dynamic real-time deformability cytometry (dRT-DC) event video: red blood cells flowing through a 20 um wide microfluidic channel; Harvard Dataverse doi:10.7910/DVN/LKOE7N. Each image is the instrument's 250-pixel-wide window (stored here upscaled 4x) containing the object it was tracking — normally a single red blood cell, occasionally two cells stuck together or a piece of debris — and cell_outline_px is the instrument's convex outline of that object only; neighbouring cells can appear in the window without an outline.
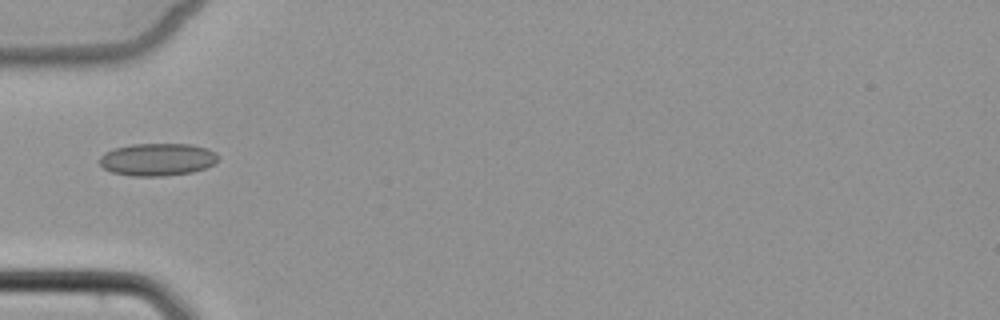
{"species": "common noctule bat (a hibernating species)", "species_latin": "Nyctalus noctula", "temperature_condition": "cold", "stored_images_in_passage": 6, "camera_frame_rate_fps": 3000, "um_per_image_px": 0.085, "animal": {"sex": "female", "body_mass_g": 22.7, "forearm_length_mm": 54.2}, "frame": {"image": 1, "passage_image": 5, "time_ms": 5.667, "image_size_px": [1000, 320], "cell_outline_px": [[220, 156], [212, 164], [204, 168], [192, 172], [164, 176], [132, 176], [112, 172], [104, 168], [100, 164], [100, 156], [104, 152], [112, 148], [132, 144], [192, 144], [208, 148], [216, 152]], "centroid_in_image_um": [13.37, 13.54], "position_along_channel_um": 71.6, "area_um2": 22.6}}
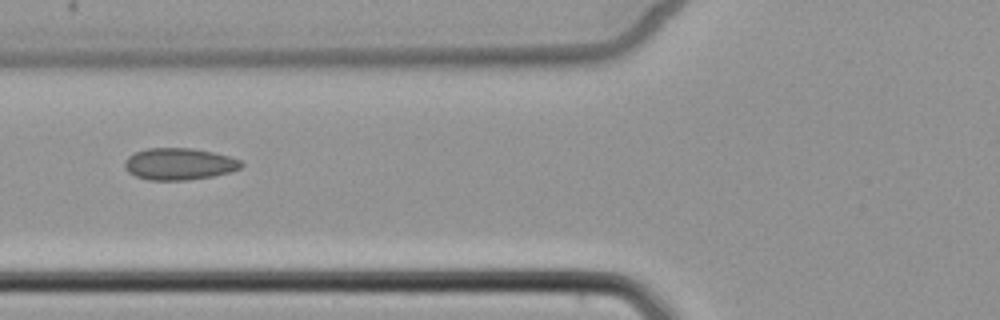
{"frame": {"image": 2, "passage_image": 6, "time_ms": 6.667, "image_size_px": [1000, 320], "cell_outline_px": [[244, 164], [240, 168], [232, 172], [212, 176], [188, 180], [148, 180], [136, 176], [128, 172], [124, 168], [124, 160], [128, 156], [136, 152], [148, 148], [192, 148], [212, 152], [228, 156], [240, 160]], "centroid_in_image_um": [15.22, 13.94], "position_along_channel_um": 110.6, "area_um2": 21.68}}